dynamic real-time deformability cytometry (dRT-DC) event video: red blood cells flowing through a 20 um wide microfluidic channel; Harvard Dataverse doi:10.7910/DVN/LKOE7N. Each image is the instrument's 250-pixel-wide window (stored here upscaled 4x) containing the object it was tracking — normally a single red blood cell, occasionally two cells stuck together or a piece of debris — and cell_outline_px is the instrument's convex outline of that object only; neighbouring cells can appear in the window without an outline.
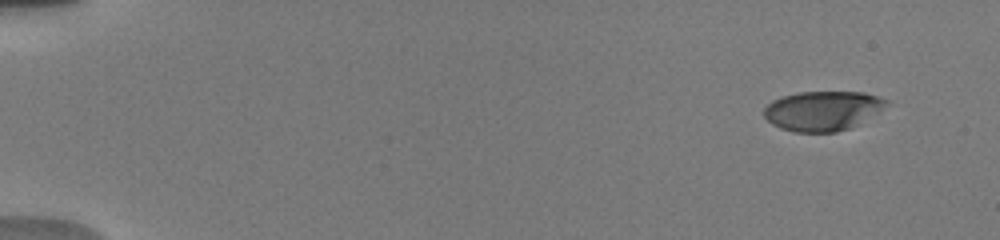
{"species": "human", "species_latin": "Homo sapiens", "temperature_condition": "warm", "stored_images_in_passage": 12, "camera_frame_rate_fps": 3000, "um_per_image_px": 0.085, "donor": {"sex": "male"}, "frame": {"image": 1, "passage_image": 4, "time_ms": 1.333, "image_size_px": [1000, 240], "cell_outline_px": [[888, 100], [876, 112], [856, 124], [848, 128], [836, 132], [796, 132], [780, 128], [772, 124], [764, 116], [764, 108], [772, 100], [784, 96], [800, 92], [864, 92]], "centroid_in_image_um": [69.84, 9.41], "position_along_channel_um": 15.2, "area_um2": 27.63}}
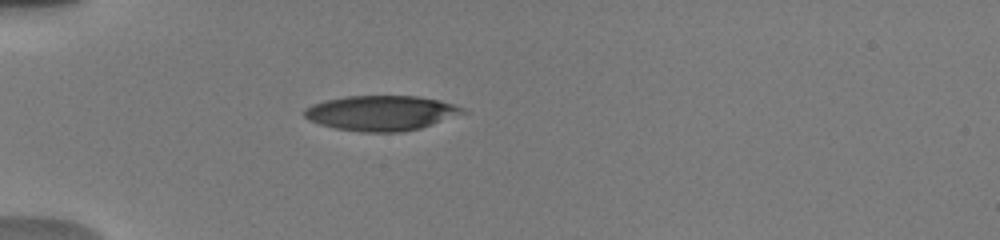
{"frame": {"image": 2, "passage_image": 12, "time_ms": 5.667, "image_size_px": [1000, 240], "cell_outline_px": [[468, 112], [420, 128], [400, 132], [360, 132], [336, 128], [320, 124], [308, 120], [304, 116], [304, 108], [312, 104], [324, 100], [344, 96], [416, 96], [440, 100], [464, 108]], "centroid_in_image_um": [32.37, 9.6], "position_along_channel_um": 52.6, "area_um2": 32.37}}